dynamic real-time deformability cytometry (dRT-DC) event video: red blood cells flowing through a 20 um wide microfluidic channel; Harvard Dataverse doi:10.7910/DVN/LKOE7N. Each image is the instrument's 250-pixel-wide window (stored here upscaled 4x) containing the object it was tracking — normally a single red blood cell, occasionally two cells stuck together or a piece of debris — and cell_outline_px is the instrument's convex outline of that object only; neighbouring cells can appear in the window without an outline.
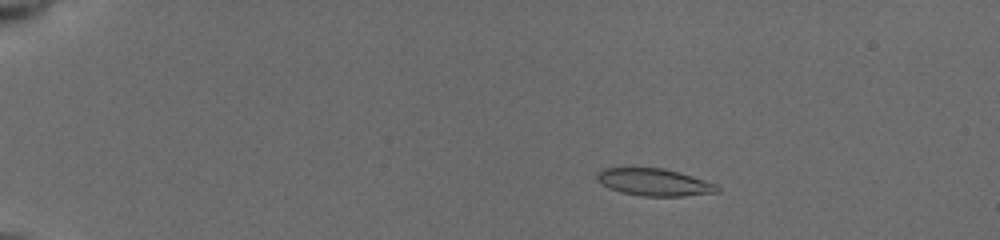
{"species": "common noctule bat (a hibernating species)", "species_latin": "Nyctalus noctula", "temperature_condition": "cold", "stored_images_in_passage": 10, "camera_frame_rate_fps": 3000, "um_per_image_px": 0.085, "animal": {"sex": "female", "body_mass_g": 19.5, "forearm_length_mm": 54.1}, "frame": {"image": 1, "passage_image": 4, "time_ms": 2.667, "image_size_px": [1000, 240], "cell_outline_px": [[720, 192], [684, 196], [644, 196], [620, 192], [608, 188], [596, 180], [596, 176], [604, 168], [664, 168], [680, 172], [716, 184], [720, 188]], "centroid_in_image_um": [55.63, 15.49], "position_along_channel_um": 29.4, "area_um2": 19.07}}
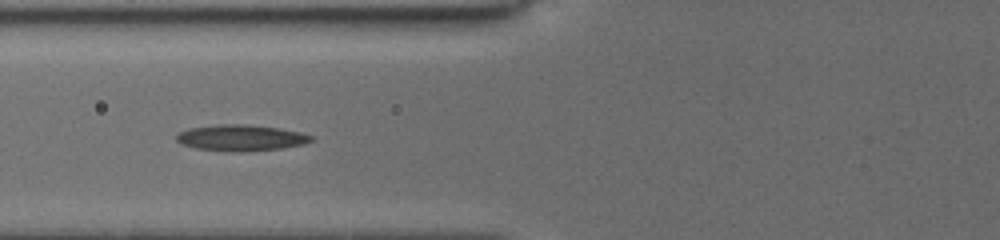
{"frame": {"image": 2, "passage_image": 9, "time_ms": 7.0, "image_size_px": [1000, 240], "cell_outline_px": [[316, 140], [304, 144], [280, 148], [196, 148], [180, 144], [176, 140], [176, 136], [180, 132], [188, 128], [216, 124], [248, 124], [280, 128], [300, 132], [316, 136]], "centroid_in_image_um": [20.53, 11.64], "position_along_channel_um": 105.3, "area_um2": 19.48}}